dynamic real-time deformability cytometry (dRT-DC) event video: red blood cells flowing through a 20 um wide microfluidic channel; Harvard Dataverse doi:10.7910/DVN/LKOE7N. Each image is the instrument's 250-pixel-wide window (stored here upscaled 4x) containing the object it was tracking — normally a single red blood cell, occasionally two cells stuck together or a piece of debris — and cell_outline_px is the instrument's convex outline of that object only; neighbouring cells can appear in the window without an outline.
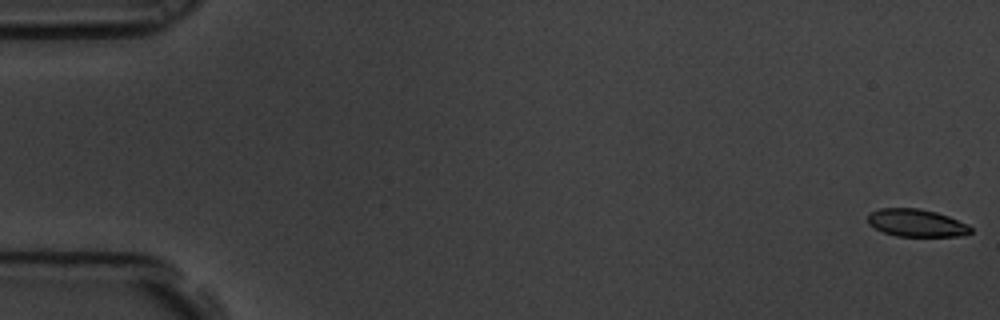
{"species": "common noctule bat (a hibernating species)", "species_latin": "Nyctalus noctula", "temperature_condition": "room temperature", "stored_images_in_passage": 60, "camera_frame_rate_fps": 3000, "um_per_image_px": 0.085, "animal": {"sex": "male", "body_mass_g": 19.5, "forearm_length_mm": 54.6}, "frame": {"image": 1, "passage_image": 1, "time_ms": 0.0, "image_size_px": [1000, 320], "cell_outline_px": [[972, 232], [960, 236], [896, 236], [884, 232], [868, 224], [868, 216], [872, 212], [880, 208], [920, 208], [936, 212], [948, 216], [968, 224], [972, 228]], "centroid_in_image_um": [77.92, 18.95], "position_along_channel_um": 7.1, "area_um2": 16.47}}
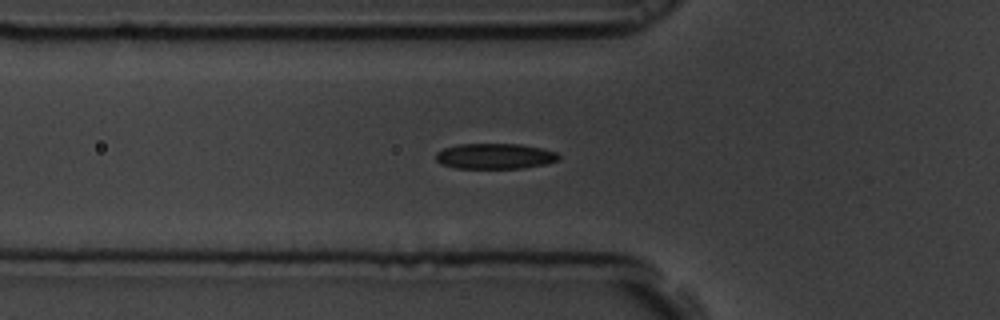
{"frame": {"image": 2, "passage_image": 21, "time_ms": 6.667, "image_size_px": [1000, 320], "cell_outline_px": [[560, 160], [548, 164], [524, 168], [456, 168], [440, 164], [436, 160], [436, 152], [444, 148], [456, 144], [520, 144], [544, 148], [556, 152], [560, 156]], "centroid_in_image_um": [42.1, 13.27], "position_along_channel_um": 83.7, "area_um2": 18.55}}
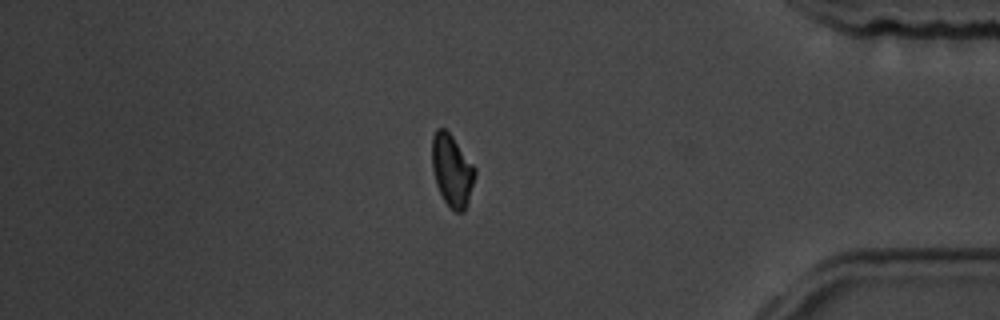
{"frame": {"image": 3, "passage_image": 51, "time_ms": 16.667, "image_size_px": [1000, 320], "cell_outline_px": [[476, 172], [468, 200], [464, 212], [456, 212], [444, 200], [436, 184], [432, 168], [432, 136], [436, 128], [444, 128], [452, 136], [476, 168]], "centroid_in_image_um": [38.41, 14.46], "position_along_channel_um": 396.8, "area_um2": 17.8}, "authors_computed_cell_mechanics": {"area_um2": 17.9469, "velocity_mm_per_s": 3.4516, "shape_relaxation_time_tau1_ms": 2.516, "shape_relaxation_time_tau2_ms": 4.1619, "deformation_change_tau1": 0.1038, "deformation_change_tau2": 0.0944}}